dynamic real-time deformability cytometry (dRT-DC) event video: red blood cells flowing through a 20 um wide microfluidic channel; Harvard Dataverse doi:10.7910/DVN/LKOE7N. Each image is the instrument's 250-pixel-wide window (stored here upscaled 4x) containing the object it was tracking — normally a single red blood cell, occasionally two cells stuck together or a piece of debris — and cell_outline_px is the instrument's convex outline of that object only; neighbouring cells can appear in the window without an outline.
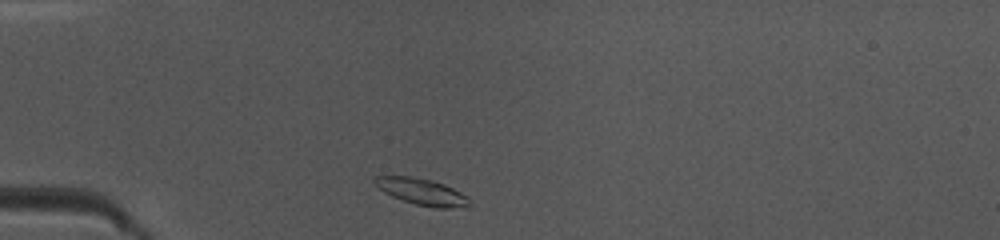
{"species": "common noctule bat (a hibernating species)", "species_latin": "Nyctalus noctula", "temperature_condition": "warm", "stored_images_in_passage": 36, "camera_frame_rate_fps": 3000, "um_per_image_px": 0.085, "animal": {"sex": "female", "body_mass_g": 10.0, "forearm_length_mm": 53.1}, "frame": {"image": 1, "passage_image": 1, "time_ms": 0.0, "image_size_px": [1000, 240], "cell_outline_px": [[472, 204], [464, 208], [432, 208], [416, 204], [392, 196], [384, 192], [372, 180], [376, 176], [412, 176], [432, 180], [444, 184], [468, 196]], "centroid_in_image_um": [35.92, 16.31], "position_along_channel_um": 49.1, "area_um2": 14.68}}
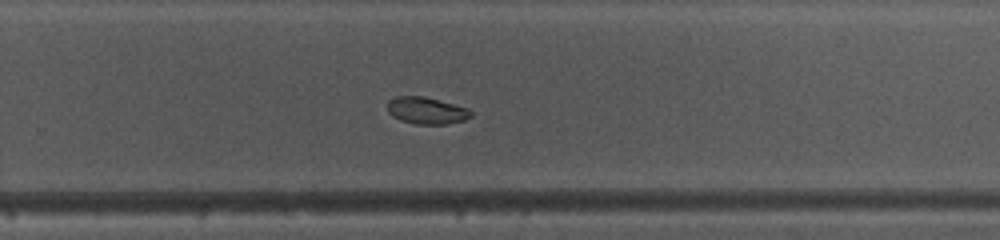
{"frame": {"image": 2, "passage_image": 20, "time_ms": 6.333, "image_size_px": [1000, 240], "cell_outline_px": [[472, 116], [464, 120], [444, 124], [416, 124], [400, 120], [392, 116], [388, 112], [388, 100], [396, 96], [424, 96], [468, 108], [472, 112]], "centroid_in_image_um": [36.24, 9.39], "position_along_channel_um": 293.6, "area_um2": 13.06}}
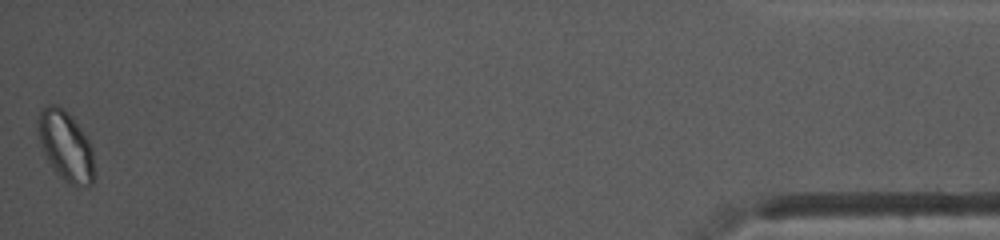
{"frame": {"image": 3, "passage_image": 36, "time_ms": 11.667, "image_size_px": [1000, 240], "cell_outline_px": [[96, 172], [92, 184], [88, 188], [76, 188], [68, 184], [56, 172], [48, 160], [44, 152], [40, 140], [36, 120], [40, 112], [48, 104], [56, 104], [64, 108], [72, 116], [88, 136], [92, 148]], "centroid_in_image_um": [5.65, 12.44], "position_along_channel_um": 429.5, "area_um2": 23.58}, "authors_computed_cell_mechanics": {"area_um2": 14.3055, "velocity_mm_per_s": 4.1213, "shape_relaxation_time_tau1_ms": 3.6273, "shape_relaxation_time_tau2_ms": 2.2793, "deformation_change_tau1": 0.1109, "deformation_change_tau2": 0.0448}}